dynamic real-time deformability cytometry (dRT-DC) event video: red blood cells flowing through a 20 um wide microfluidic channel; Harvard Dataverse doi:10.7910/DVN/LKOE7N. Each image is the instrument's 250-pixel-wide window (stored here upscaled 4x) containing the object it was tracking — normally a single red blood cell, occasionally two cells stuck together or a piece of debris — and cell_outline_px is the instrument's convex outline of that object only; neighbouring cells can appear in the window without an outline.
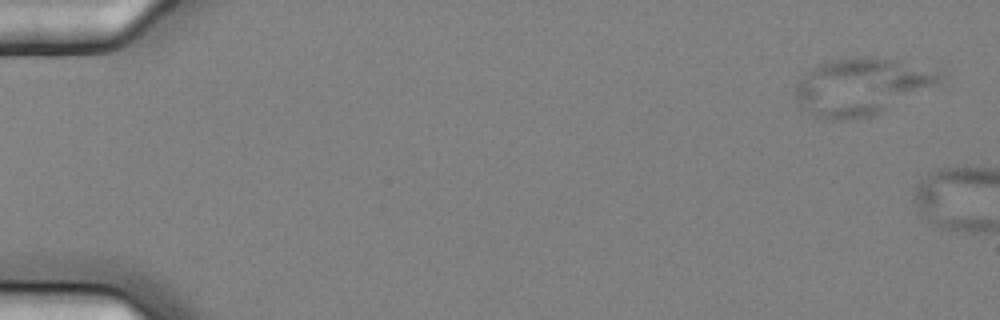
{"species": "common noctule bat (a hibernating species)", "species_latin": "Nyctalus noctula", "temperature_condition": "cold", "stored_images_in_passage": 3, "camera_frame_rate_fps": 3000, "um_per_image_px": 0.085, "animal": {"sex": "female", "body_mass_g": 25.1}, "frame": {"image": 1, "passage_image": 1, "time_ms": 0.0, "image_size_px": [1000, 320], "cell_outline_px": [[944, 76], [940, 80], [880, 112], [872, 116], [852, 120], [828, 120], [816, 116], [800, 104], [796, 96], [796, 84], [808, 68], [816, 64], [832, 60], [856, 56], [884, 56], [940, 72]], "centroid_in_image_um": [73.13, 7.32], "position_along_channel_um": 11.9, "area_um2": 47.16}}